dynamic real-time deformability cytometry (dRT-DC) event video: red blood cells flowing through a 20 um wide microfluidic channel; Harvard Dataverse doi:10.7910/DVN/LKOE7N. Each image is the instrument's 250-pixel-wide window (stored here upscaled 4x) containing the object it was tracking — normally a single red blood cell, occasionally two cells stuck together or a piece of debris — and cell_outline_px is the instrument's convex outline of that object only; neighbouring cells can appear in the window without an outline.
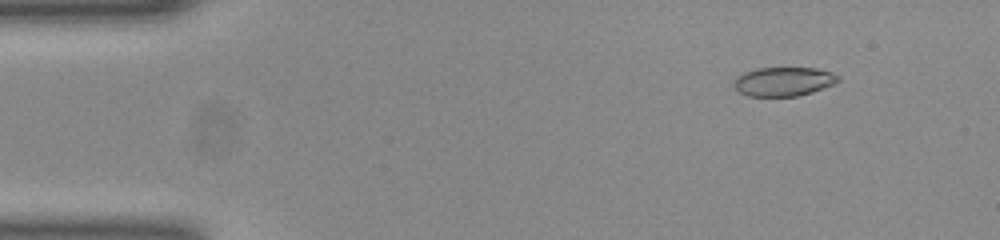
{"species": "common noctule bat (a hibernating species)", "species_latin": "Nyctalus noctula", "temperature_condition": "room temperature", "stored_images_in_passage": 52, "camera_frame_rate_fps": 3000, "um_per_image_px": 0.085, "animal": {"sex": "female", "body_mass_g": 23.0, "forearm_length_mm": 53.4}, "frame": {"image": 1, "passage_image": 6, "time_ms": 1.667, "image_size_px": [1000, 240], "cell_outline_px": [[840, 80], [832, 84], [812, 92], [796, 96], [748, 96], [740, 92], [736, 88], [736, 80], [744, 72], [756, 68], [816, 68], [832, 72], [840, 76]], "centroid_in_image_um": [66.65, 6.92], "position_along_channel_um": 18.3, "area_um2": 17.34}}
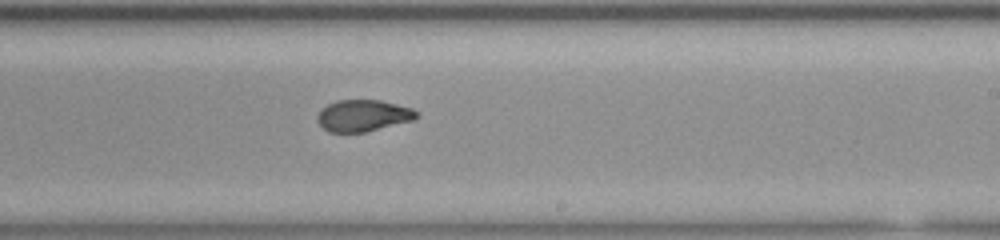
{"frame": {"image": 2, "passage_image": 31, "time_ms": 10.0, "image_size_px": [1000, 240], "cell_outline_px": [[420, 116], [412, 120], [364, 132], [328, 132], [316, 120], [316, 116], [328, 104], [336, 100], [380, 100], [412, 108], [420, 112]], "centroid_in_image_um": [30.88, 9.82], "position_along_channel_um": 258.1, "area_um2": 18.15}}
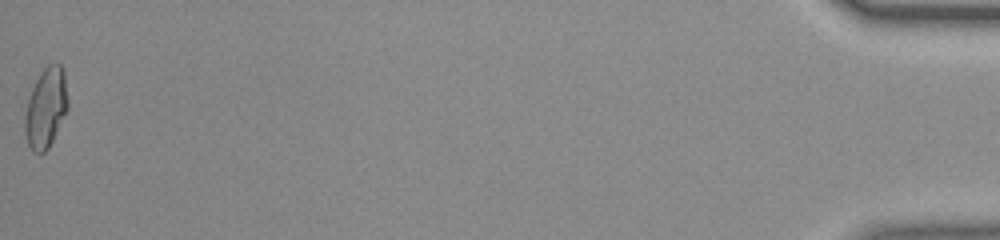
{"frame": {"image": 3, "passage_image": 52, "time_ms": 17.0, "image_size_px": [1000, 240], "cell_outline_px": [[68, 108], [48, 148], [40, 156], [32, 152], [28, 144], [24, 132], [24, 116], [28, 100], [32, 88], [40, 72], [48, 64], [60, 64], [64, 72], [68, 100]], "centroid_in_image_um": [3.88, 9.2], "position_along_channel_um": 431.3, "area_um2": 20.06}, "authors_computed_cell_mechanics": {"area_um2": 18.8428, "velocity_mm_per_s": 3.9588, "shape_relaxation_time_tau1_ms": null, "shape_relaxation_time_tau2_ms": 1.6998, "deformation_change_tau1": null, "deformation_change_tau2": 0.0574}}